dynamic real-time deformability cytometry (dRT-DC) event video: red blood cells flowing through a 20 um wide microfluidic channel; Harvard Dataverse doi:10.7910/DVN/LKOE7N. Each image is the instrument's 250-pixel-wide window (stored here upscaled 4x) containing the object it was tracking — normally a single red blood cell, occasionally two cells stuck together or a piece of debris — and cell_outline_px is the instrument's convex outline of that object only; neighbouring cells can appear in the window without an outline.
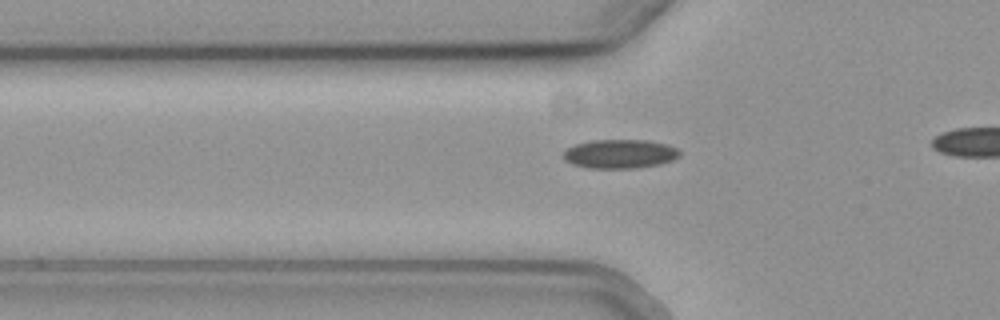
{"species": "common noctule bat (a hibernating species)", "species_latin": "Nyctalus noctula", "temperature_condition": "cold", "stored_images_in_passage": 11, "camera_frame_rate_fps": 3000, "um_per_image_px": 0.085, "animal": {"sex": "female", "body_mass_g": 19.3, "forearm_length_mm": 54.1}, "frame": {"image": 1, "passage_image": 9, "time_ms": 2.667, "image_size_px": [1000, 320], "cell_outline_px": [[680, 156], [672, 160], [660, 164], [636, 168], [588, 168], [572, 164], [564, 160], [564, 152], [568, 148], [576, 144], [592, 140], [644, 140], [664, 144], [676, 148], [680, 152]], "centroid_in_image_um": [52.68, 13.09], "position_along_channel_um": 73.1, "area_um2": 19.48}}